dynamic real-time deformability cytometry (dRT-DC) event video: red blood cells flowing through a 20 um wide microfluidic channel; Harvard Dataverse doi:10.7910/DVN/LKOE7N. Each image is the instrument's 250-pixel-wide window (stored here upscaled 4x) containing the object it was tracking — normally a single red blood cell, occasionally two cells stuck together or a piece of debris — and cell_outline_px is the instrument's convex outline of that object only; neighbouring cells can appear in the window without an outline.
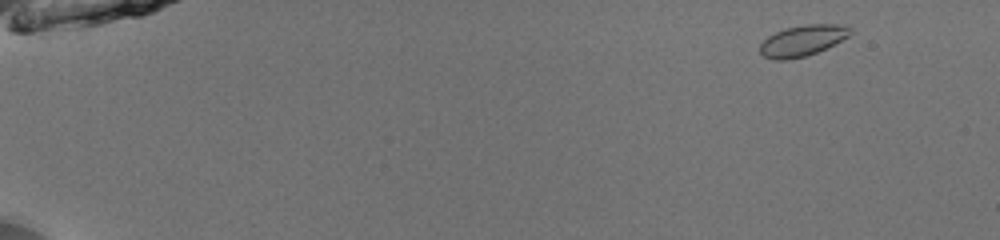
{"species": "common noctule bat (a hibernating species)", "species_latin": "Nyctalus noctula", "temperature_condition": "room temperature", "stored_images_in_passage": 49, "camera_frame_rate_fps": 3000, "um_per_image_px": 0.085, "animal": {"sex": "male", "body_mass_g": 13.0, "forearm_length_mm": 53.1}, "frame": {"image": 1, "passage_image": 2, "time_ms": 0.333, "image_size_px": [1000, 240], "cell_outline_px": [[852, 32], [848, 36], [816, 52], [804, 56], [788, 60], [776, 60], [764, 56], [760, 52], [760, 44], [768, 36], [784, 28], [808, 24], [844, 24], [852, 28]], "centroid_in_image_um": [68.21, 3.43], "position_along_channel_um": 16.8, "area_um2": 16.07}}
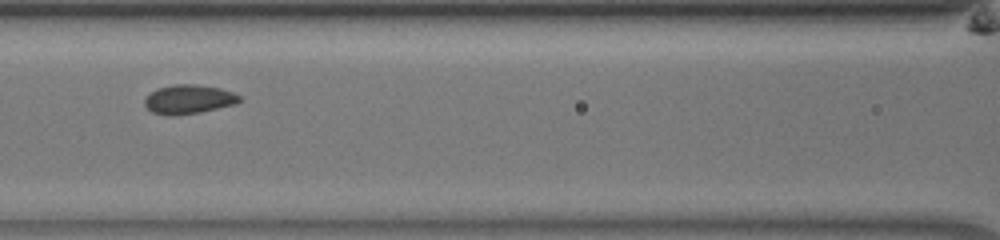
{"frame": {"image": 2, "passage_image": 23, "time_ms": 7.333, "image_size_px": [1000, 240], "cell_outline_px": [[244, 100], [236, 104], [200, 112], [172, 116], [168, 116], [152, 112], [144, 104], [144, 100], [156, 88], [172, 84], [196, 84], [220, 88], [232, 92], [240, 96]], "centroid_in_image_um": [16.06, 8.44], "position_along_channel_um": 150.5, "area_um2": 16.18}}
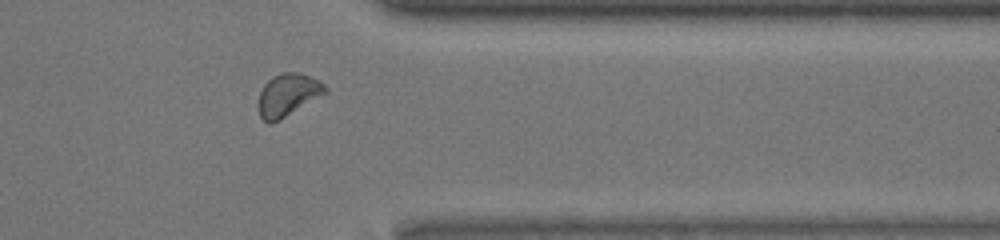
{"frame": {"image": 3, "passage_image": 41, "time_ms": 13.333, "image_size_px": [1000, 240], "cell_outline_px": [[328, 92], [280, 120], [272, 124], [268, 124], [260, 116], [256, 104], [260, 92], [264, 84], [272, 76], [280, 72], [300, 72], [320, 80], [328, 88]], "centroid_in_image_um": [24.45, 8.07], "position_along_channel_um": 386.9, "area_um2": 16.99}, "authors_computed_cell_mechanics": {"area_um2": 16.0684, "velocity_mm_per_s": 3.9964, "shape_relaxation_time_tau1_ms": 2.3614, "shape_relaxation_time_tau2_ms": 0.5959, "deformation_change_tau1": 0.0832, "deformation_change_tau2": 0.0466}}